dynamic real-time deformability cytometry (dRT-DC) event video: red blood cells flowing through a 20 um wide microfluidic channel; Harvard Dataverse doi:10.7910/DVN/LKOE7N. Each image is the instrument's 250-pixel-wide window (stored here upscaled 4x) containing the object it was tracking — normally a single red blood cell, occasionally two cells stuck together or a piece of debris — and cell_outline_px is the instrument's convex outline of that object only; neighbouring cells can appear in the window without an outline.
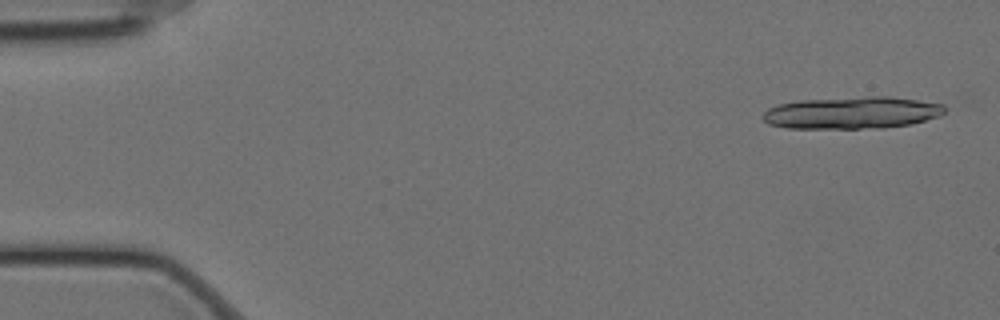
{"species": "Egyptian fruit bat (a non-hibernating species)", "species_latin": "Rousettus aegyptiacus", "temperature_condition": "cold", "stored_images_in_passage": 24, "camera_frame_rate_fps": 3000, "um_per_image_px": 0.085, "animal": {"sex": "female"}, "frame": {"image": 1, "passage_image": 2, "time_ms": 0.333, "image_size_px": [1000, 320], "cell_outline_px": [[944, 112], [940, 116], [912, 124], [884, 128], [788, 128], [768, 124], [760, 116], [768, 108], [776, 104], [800, 100], [868, 96], [892, 96], [944, 104]], "centroid_in_image_um": [72.41, 9.58], "position_along_channel_um": 12.6, "area_um2": 34.33}}
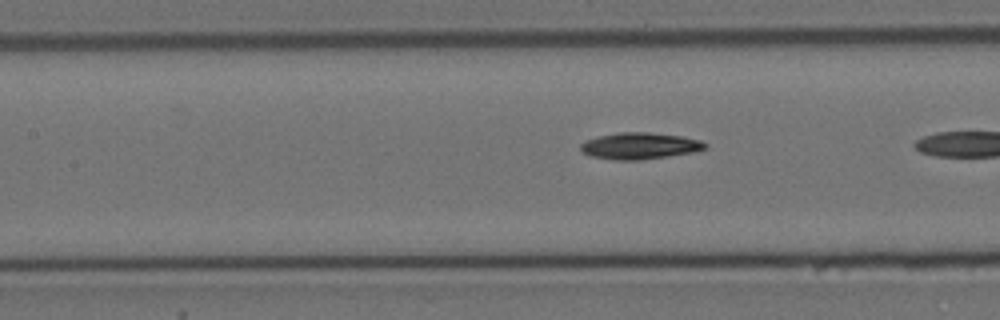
{"frame": {"image": 2, "passage_image": 23, "time_ms": 7.333, "image_size_px": [1000, 320], "cell_outline_px": [[708, 148], [692, 152], [668, 156], [640, 160], [616, 160], [588, 156], [580, 152], [580, 144], [584, 140], [596, 136], [616, 132], [648, 132], [680, 136], [700, 140], [708, 144]], "centroid_in_image_um": [54.31, 12.4], "position_along_channel_um": 153.1, "area_um2": 19.54}}